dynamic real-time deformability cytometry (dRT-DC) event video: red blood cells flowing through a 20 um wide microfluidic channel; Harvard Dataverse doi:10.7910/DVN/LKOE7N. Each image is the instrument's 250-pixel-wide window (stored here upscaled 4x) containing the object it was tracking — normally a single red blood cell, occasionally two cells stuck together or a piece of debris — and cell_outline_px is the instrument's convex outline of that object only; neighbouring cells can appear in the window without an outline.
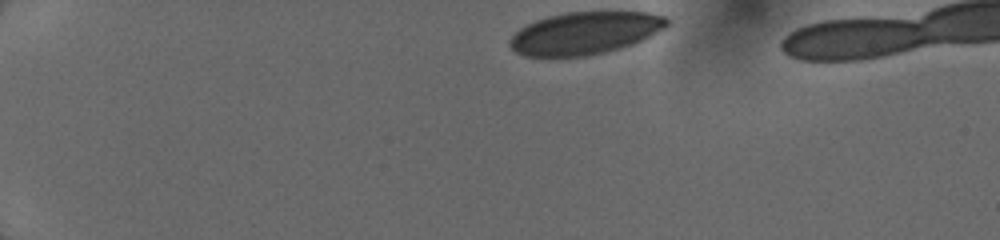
{"species": "human", "species_latin": "Homo sapiens", "temperature_condition": "cold", "stored_images_in_passage": 8, "camera_frame_rate_fps": 3000, "um_per_image_px": 0.085, "donor": {"sex": "female"}, "frame": {"image": 1, "passage_image": 1, "time_ms": 0.0, "image_size_px": [1000, 240], "cell_outline_px": [[668, 24], [664, 28], [632, 44], [604, 52], [584, 56], [524, 56], [516, 52], [508, 44], [508, 40], [520, 28], [536, 20], [548, 16], [568, 12], [648, 12], [664, 16], [668, 20]], "centroid_in_image_um": [49.68, 2.81], "position_along_channel_um": 35.3, "area_um2": 38.38}}